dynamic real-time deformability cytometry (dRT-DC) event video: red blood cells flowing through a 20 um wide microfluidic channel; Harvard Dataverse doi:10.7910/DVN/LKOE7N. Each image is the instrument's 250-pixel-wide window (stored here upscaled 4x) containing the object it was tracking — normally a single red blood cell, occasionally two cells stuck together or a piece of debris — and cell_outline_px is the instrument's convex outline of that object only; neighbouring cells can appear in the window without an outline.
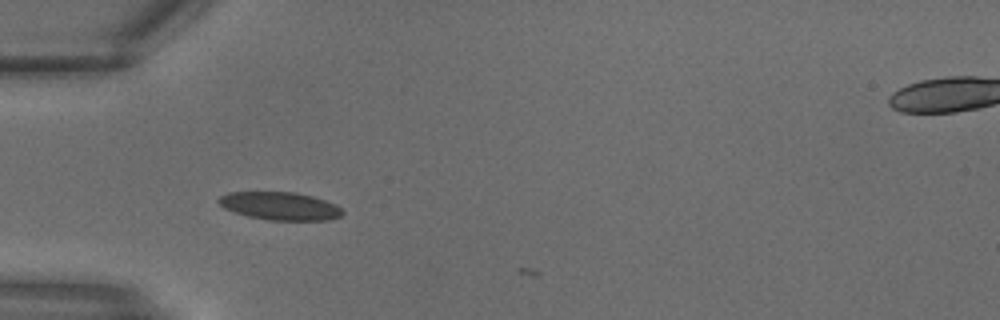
{"species": "common noctule bat (a hibernating species)", "species_latin": "Nyctalus noctula", "temperature_condition": "warm", "stored_images_in_passage": 2, "camera_frame_rate_fps": 3000, "um_per_image_px": 0.085, "animal": {"sex": "male", "body_mass_g": 18.8}, "frame": {"image": 1, "passage_image": 1, "time_ms": 0.0, "image_size_px": [1000, 320], "cell_outline_px": [[344, 212], [340, 216], [328, 220], [268, 220], [248, 216], [224, 208], [216, 200], [220, 196], [228, 192], [296, 192], [312, 196], [336, 204]], "centroid_in_image_um": [23.79, 17.5], "position_along_channel_um": 61.2, "area_um2": 20.11}}